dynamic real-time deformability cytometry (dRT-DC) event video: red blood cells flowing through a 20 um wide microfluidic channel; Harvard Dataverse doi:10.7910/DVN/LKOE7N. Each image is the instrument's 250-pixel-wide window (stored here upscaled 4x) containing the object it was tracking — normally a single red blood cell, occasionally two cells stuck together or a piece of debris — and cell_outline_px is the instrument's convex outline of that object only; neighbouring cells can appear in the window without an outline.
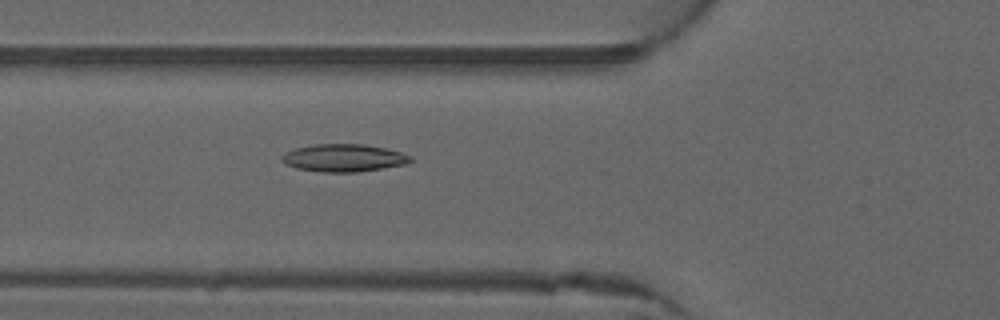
{"species": "common noctule bat (a hibernating species)", "species_latin": "Nyctalus noctula", "temperature_condition": "warm", "stored_images_in_passage": 19, "camera_frame_rate_fps": 3000, "um_per_image_px": 0.085, "animal": {"sex": "male", "forearm_length_mm": 52.5}, "frame": {"image": 1, "passage_image": 16, "time_ms": 5.0, "image_size_px": [1000, 320], "cell_outline_px": [[412, 160], [404, 164], [356, 172], [320, 172], [296, 168], [284, 164], [280, 160], [280, 156], [284, 152], [296, 148], [312, 144], [364, 144], [384, 148], [400, 152], [412, 156]], "centroid_in_image_um": [29.13, 13.42], "position_along_channel_um": 96.7, "area_um2": 20.69}}